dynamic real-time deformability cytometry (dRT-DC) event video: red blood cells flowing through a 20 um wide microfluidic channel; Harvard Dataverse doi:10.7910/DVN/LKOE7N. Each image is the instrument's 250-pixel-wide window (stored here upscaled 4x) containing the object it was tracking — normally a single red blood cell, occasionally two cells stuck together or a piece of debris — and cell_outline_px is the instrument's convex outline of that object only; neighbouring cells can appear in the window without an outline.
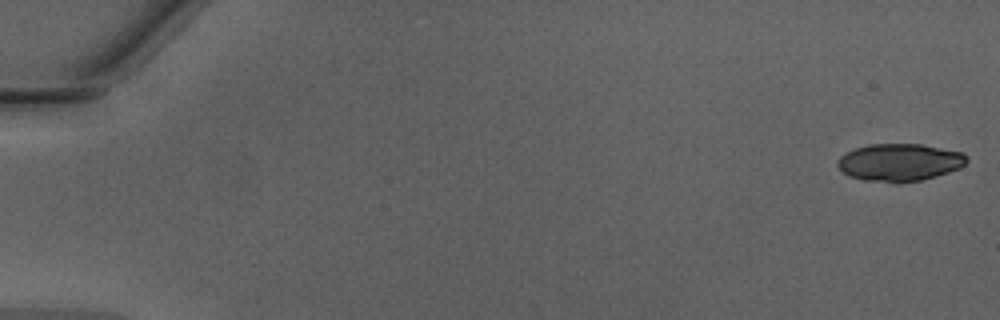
{"species": "Egyptian fruit bat (a non-hibernating species)", "species_latin": "Rousettus aegyptiacus", "temperature_condition": "warm", "stored_images_in_passage": 9, "camera_frame_rate_fps": 3000, "um_per_image_px": 0.085, "animal": {"sex": "male"}, "frame": {"image": 1, "passage_image": 1, "time_ms": 0.0, "image_size_px": [1000, 320], "cell_outline_px": [[968, 160], [960, 168], [936, 176], [920, 180], [896, 184], [864, 180], [848, 176], [836, 164], [836, 160], [844, 152], [868, 144], [920, 144], [964, 152], [968, 156]], "centroid_in_image_um": [76.45, 13.8], "position_along_channel_um": 8.6, "area_um2": 28.55}}